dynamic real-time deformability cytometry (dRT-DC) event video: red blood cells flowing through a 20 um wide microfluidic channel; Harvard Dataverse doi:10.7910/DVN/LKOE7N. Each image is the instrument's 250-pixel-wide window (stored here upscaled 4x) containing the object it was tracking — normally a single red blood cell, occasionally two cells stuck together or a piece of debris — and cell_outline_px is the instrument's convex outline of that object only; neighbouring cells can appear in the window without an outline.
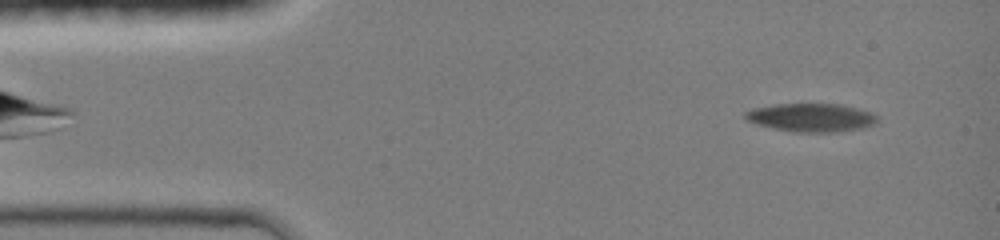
{"species": "common noctule bat (a hibernating species)", "species_latin": "Nyctalus noctula", "temperature_condition": "room temperature", "stored_images_in_passage": 45, "camera_frame_rate_fps": 3000, "um_per_image_px": 0.085, "animal": {"sex": "female", "body_mass_g": 19.0, "forearm_length_mm": 51.5}, "frame": {"image": 1, "passage_image": 1, "time_ms": 0.0, "image_size_px": [1000, 240], "cell_outline_px": [[876, 120], [872, 124], [860, 128], [836, 132], [796, 132], [756, 124], [744, 120], [744, 112], [752, 108], [776, 104], [840, 104], [872, 112], [876, 116]], "centroid_in_image_um": [68.89, 9.98], "position_along_channel_um": 16.1, "area_um2": 21.62}}
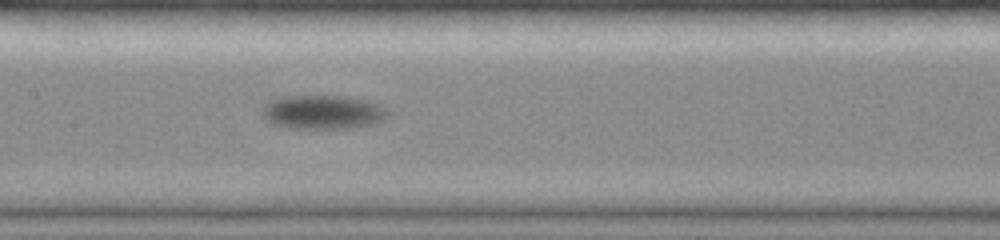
{"frame": {"image": 2, "passage_image": 20, "time_ms": 6.333, "image_size_px": [1000, 240], "cell_outline_px": [[388, 112], [380, 120], [372, 124], [348, 128], [292, 128], [272, 124], [264, 116], [264, 104], [268, 100], [280, 96], [348, 96], [368, 100], [380, 104]], "centroid_in_image_um": [27.41, 9.51], "position_along_channel_um": 180.0, "area_um2": 24.68}}
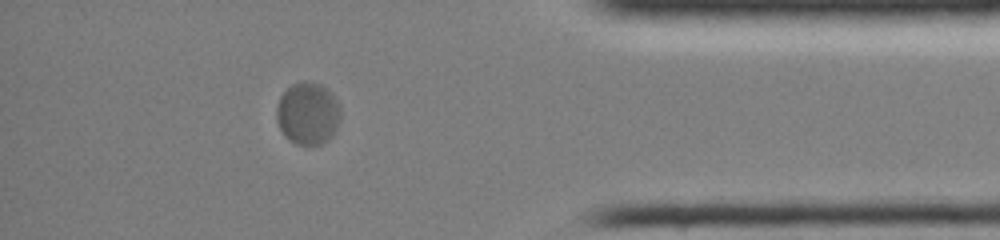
{"frame": {"image": 3, "passage_image": 39, "time_ms": 12.667, "image_size_px": [1000, 240], "cell_outline_px": [[340, 120], [332, 136], [328, 140], [320, 144], [296, 144], [284, 136], [276, 120], [276, 108], [280, 96], [292, 84], [304, 80], [320, 84], [328, 88], [332, 92], [340, 104]], "centroid_in_image_um": [26.18, 9.62], "position_along_channel_um": 409.0, "area_um2": 23.52}, "authors_computed_cell_mechanics": {"area_um2": 23.3512, "velocity_mm_per_s": 3.929, "shape_relaxation_time_tau1_ms": 3.3547, "shape_relaxation_time_tau2_ms": null, "deformation_change_tau1": 0.0914, "deformation_change_tau2": null}}